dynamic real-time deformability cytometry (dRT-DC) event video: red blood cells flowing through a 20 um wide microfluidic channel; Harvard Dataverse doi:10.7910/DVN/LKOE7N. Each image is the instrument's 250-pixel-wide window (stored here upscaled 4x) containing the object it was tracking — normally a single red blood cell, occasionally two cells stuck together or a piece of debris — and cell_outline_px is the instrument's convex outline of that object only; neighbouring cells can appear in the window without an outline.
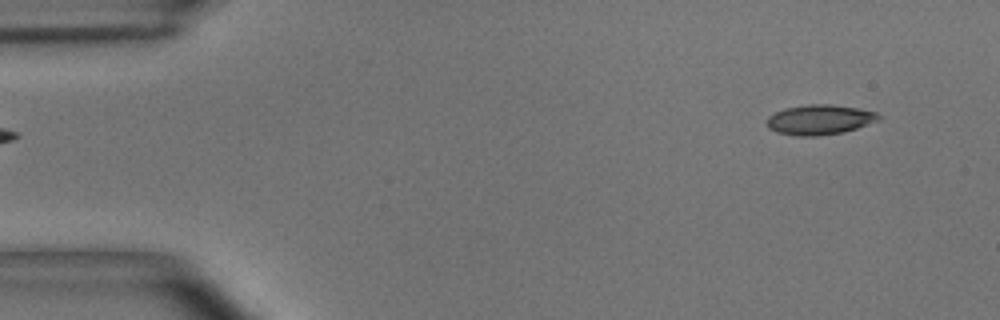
{"species": "common noctule bat (a hibernating species)", "species_latin": "Nyctalus noctula", "temperature_condition": "room temperature", "stored_images_in_passage": 6, "segment_of_instrument_passage": [2, 2], "camera_frame_rate_fps": 3000, "um_per_image_px": 0.085, "animal": {"sex": "male", "body_mass_g": 15.6}, "frame": {"image": 1, "passage_image": 6, "time_ms": 1.667, "image_size_px": [1000, 320], "cell_outline_px": [[880, 120], [856, 128], [840, 132], [816, 136], [796, 136], [776, 132], [768, 128], [768, 116], [784, 108], [808, 104], [832, 104], [860, 108], [876, 112], [880, 116]], "centroid_in_image_um": [69.67, 10.16], "position_along_channel_um": 15.3, "area_um2": 19.48}}